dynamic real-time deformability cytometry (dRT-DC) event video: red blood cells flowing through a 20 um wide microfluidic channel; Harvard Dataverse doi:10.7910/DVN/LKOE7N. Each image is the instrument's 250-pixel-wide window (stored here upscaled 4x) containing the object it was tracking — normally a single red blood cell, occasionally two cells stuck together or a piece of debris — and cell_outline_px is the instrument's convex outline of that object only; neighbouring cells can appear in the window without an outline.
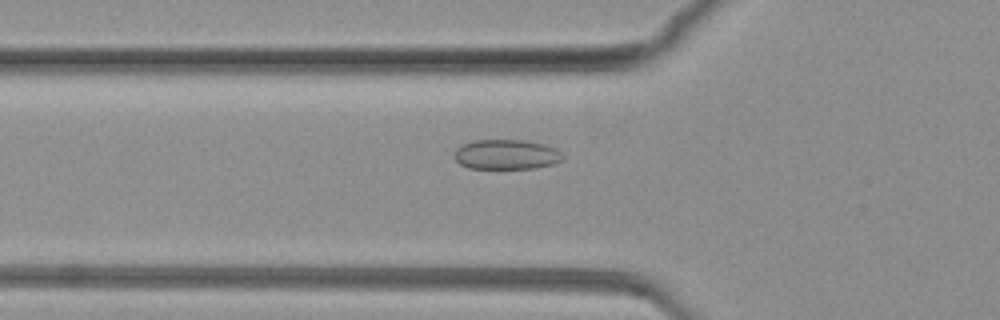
{"species": "common noctule bat (a hibernating species)", "species_latin": "Nyctalus noctula", "temperature_condition": "warm", "stored_images_in_passage": 60, "camera_frame_rate_fps": 3000, "um_per_image_px": 0.085, "animal": {"sex": "female", "body_mass_g": 19.3, "forearm_length_mm": 54.1}, "frame": {"image": 1, "passage_image": 7, "time_ms": 2.0, "image_size_px": [1000, 320], "cell_outline_px": [[564, 156], [560, 160], [552, 164], [532, 168], [468, 168], [460, 164], [456, 160], [456, 148], [472, 140], [524, 140], [556, 148]], "centroid_in_image_um": [43.02, 13.13], "position_along_channel_um": 82.8, "area_um2": 18.55}}
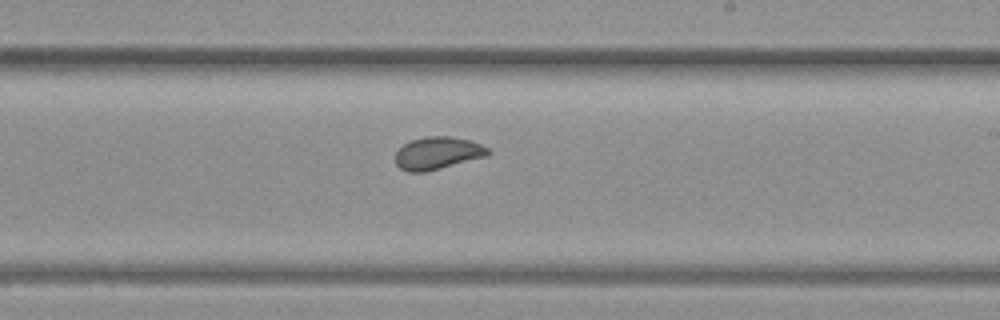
{"frame": {"image": 2, "passage_image": 27, "time_ms": 8.667, "image_size_px": [1000, 320], "cell_outline_px": [[492, 152], [488, 156], [424, 172], [408, 172], [400, 168], [396, 164], [396, 152], [404, 144], [412, 140], [428, 136], [448, 136], [468, 140], [480, 144], [488, 148]], "centroid_in_image_um": [37.21, 13.02], "position_along_channel_um": 251.8, "area_um2": 17.4}}
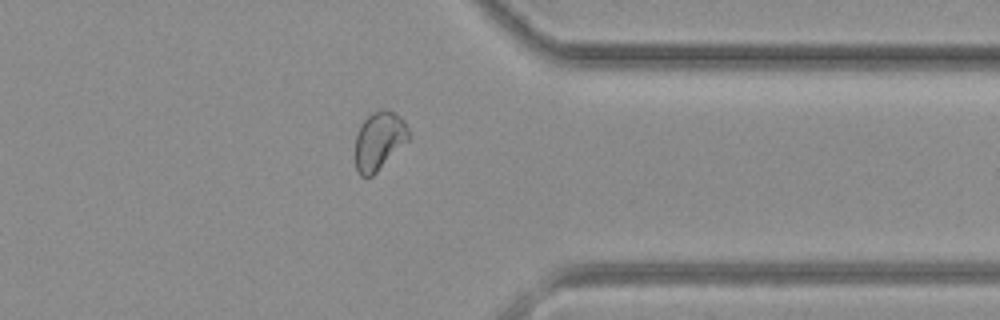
{"frame": {"image": 3, "passage_image": 43, "time_ms": 14.0, "image_size_px": [1000, 320], "cell_outline_px": [[412, 136], [372, 176], [360, 176], [356, 168], [356, 136], [364, 120], [372, 112], [380, 108], [384, 108], [392, 112], [404, 120]], "centroid_in_image_um": [32.24, 11.94], "position_along_channel_um": 379.2, "area_um2": 17.92}}